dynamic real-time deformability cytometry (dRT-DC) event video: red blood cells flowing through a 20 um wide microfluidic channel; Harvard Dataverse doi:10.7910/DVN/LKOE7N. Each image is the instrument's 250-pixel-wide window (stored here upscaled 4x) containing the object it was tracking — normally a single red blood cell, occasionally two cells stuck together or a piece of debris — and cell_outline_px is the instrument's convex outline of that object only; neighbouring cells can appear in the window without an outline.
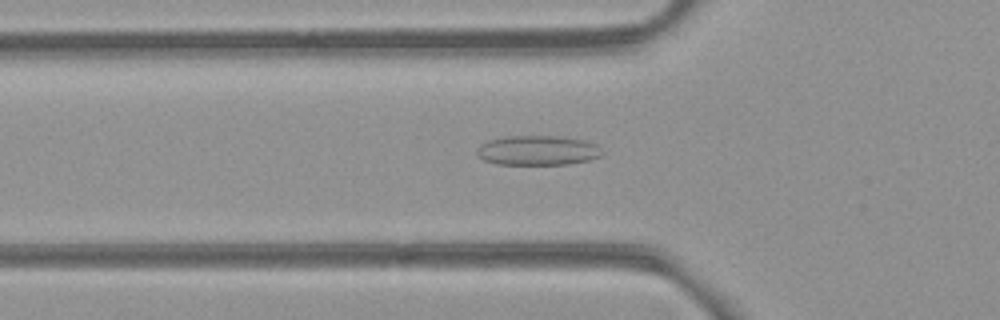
{"species": "common noctule bat (a hibernating species)", "species_latin": "Nyctalus noctula", "temperature_condition": "room temperature", "stored_images_in_passage": 45, "camera_frame_rate_fps": 3000, "um_per_image_px": 0.085, "animal": {"sex": "female", "body_mass_g": 21.9}, "frame": {"image": 1, "passage_image": 17, "time_ms": 5.333, "image_size_px": [1000, 320], "cell_outline_px": [[604, 152], [600, 156], [588, 160], [568, 164], [496, 164], [484, 160], [476, 156], [476, 148], [480, 144], [488, 140], [504, 136], [560, 136], [584, 140], [596, 144]], "centroid_in_image_um": [45.66, 12.78], "position_along_channel_um": 80.1, "area_um2": 21.85}}
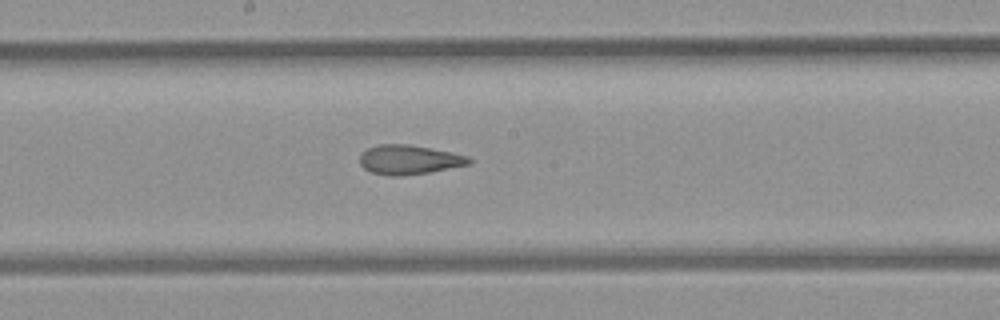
{"frame": {"image": 2, "passage_image": 27, "time_ms": 8.667, "image_size_px": [1000, 320], "cell_outline_px": [[472, 164], [428, 172], [396, 176], [388, 176], [372, 172], [364, 168], [360, 164], [360, 152], [368, 148], [380, 144], [408, 144], [452, 152], [468, 156], [472, 160]], "centroid_in_image_um": [34.77, 13.57], "position_along_channel_um": 213.4, "area_um2": 18.67}}
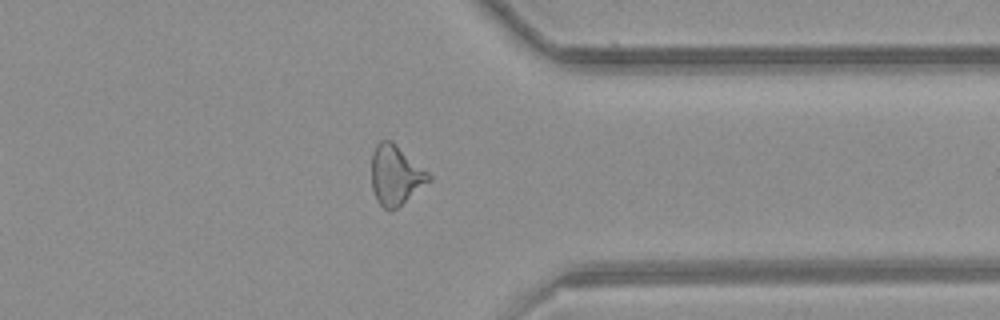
{"frame": {"image": 3, "passage_image": 40, "time_ms": 13.0, "image_size_px": [1000, 320], "cell_outline_px": [[432, 180], [392, 212], [388, 212], [376, 200], [372, 188], [372, 152], [376, 144], [380, 140], [392, 140], [428, 172], [432, 176]], "centroid_in_image_um": [33.63, 14.9], "position_along_channel_um": 377.8, "area_um2": 20.11}, "authors_computed_cell_mechanics": {"area_um2": 19.7098, "velocity_mm_per_s": 3.9559, "shape_relaxation_time_tau1_ms": null, "shape_relaxation_time_tau2_ms": 2.8394, "deformation_change_tau1": null, "deformation_change_tau2": 0.1137}}